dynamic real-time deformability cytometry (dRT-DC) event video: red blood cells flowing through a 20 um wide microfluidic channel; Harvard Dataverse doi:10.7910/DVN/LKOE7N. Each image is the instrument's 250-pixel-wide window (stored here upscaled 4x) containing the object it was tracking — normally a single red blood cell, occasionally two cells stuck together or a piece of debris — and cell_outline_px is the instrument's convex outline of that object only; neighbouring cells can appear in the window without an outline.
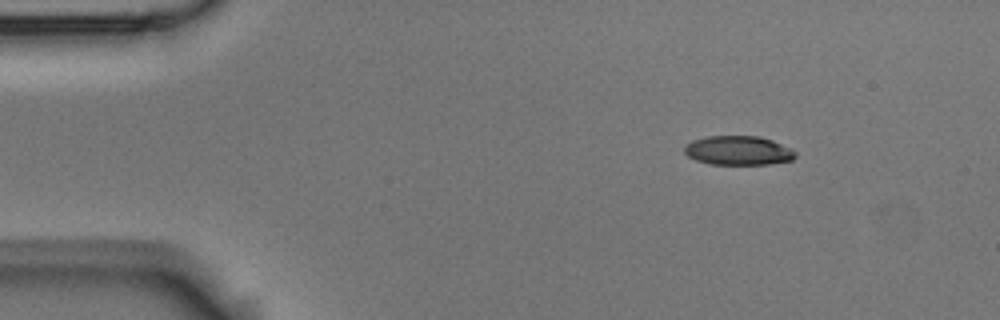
{"species": "Egyptian fruit bat (a non-hibernating species)", "species_latin": "Rousettus aegyptiacus", "temperature_condition": "room temperature", "stored_images_in_passage": 6, "camera_frame_rate_fps": 3000, "um_per_image_px": 0.085, "animal": {"sex": "male"}, "frame": {"image": 1, "passage_image": 1, "time_ms": 0.0, "image_size_px": [1000, 320], "cell_outline_px": [[796, 156], [792, 160], [768, 164], [712, 164], [696, 160], [688, 156], [684, 152], [684, 148], [692, 140], [708, 136], [760, 136], [772, 140], [796, 152]], "centroid_in_image_um": [62.74, 12.79], "position_along_channel_um": 22.3, "area_um2": 18.67}}
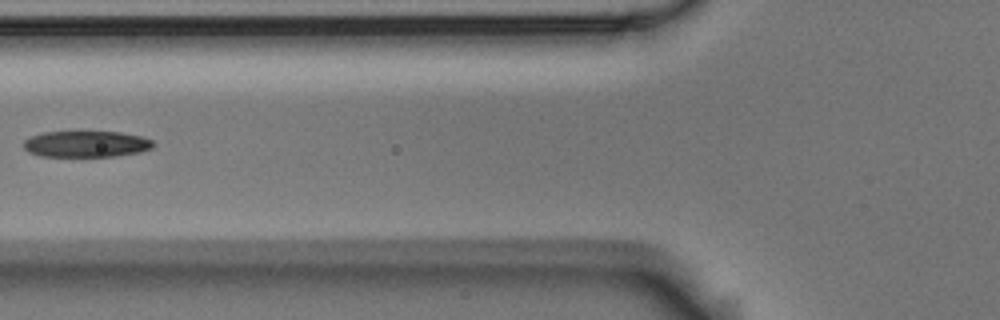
{"frame": {"image": 2, "passage_image": 5, "time_ms": 1.333, "image_size_px": [1000, 320], "cell_outline_px": [[156, 144], [152, 148], [140, 152], [116, 156], [40, 156], [28, 152], [24, 148], [24, 140], [28, 136], [40, 132], [120, 132], [140, 136], [152, 140]], "centroid_in_image_um": [7.31, 12.24], "position_along_channel_um": 118.5, "area_um2": 19.94}}
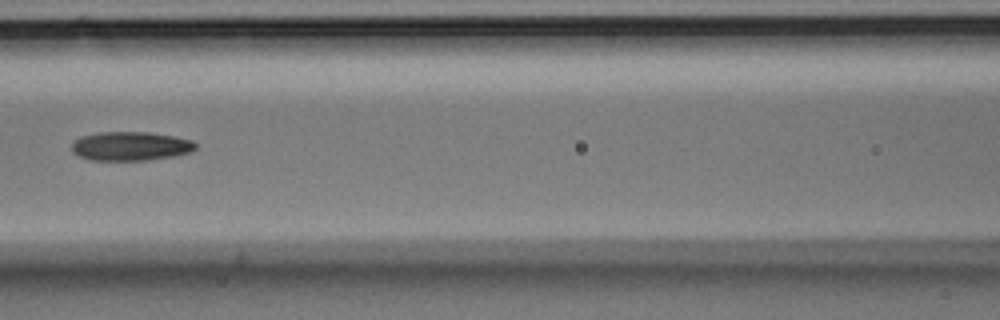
{"frame": {"image": 3, "passage_image": 6, "time_ms": 1.667, "image_size_px": [1000, 320], "cell_outline_px": [[196, 148], [188, 152], [172, 156], [148, 160], [88, 160], [72, 152], [72, 144], [80, 136], [100, 132], [148, 132], [172, 136], [192, 140], [196, 144]], "centroid_in_image_um": [11.06, 12.42], "position_along_channel_um": 155.5, "area_um2": 20.75}}